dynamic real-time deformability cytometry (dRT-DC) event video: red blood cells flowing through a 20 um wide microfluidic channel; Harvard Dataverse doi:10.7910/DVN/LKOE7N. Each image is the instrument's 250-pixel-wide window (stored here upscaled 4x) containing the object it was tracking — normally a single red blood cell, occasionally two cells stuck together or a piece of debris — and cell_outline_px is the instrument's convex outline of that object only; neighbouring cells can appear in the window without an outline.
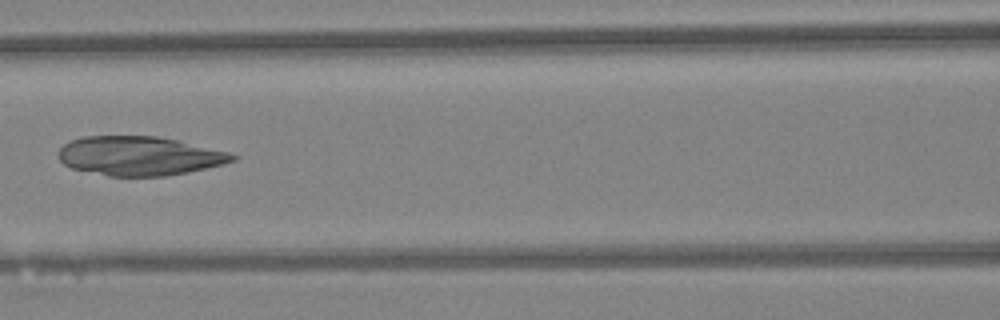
{"species": "Egyptian fruit bat (a non-hibernating species)", "species_latin": "Rousettus aegyptiacus", "temperature_condition": "warm", "stored_images_in_passage": 6, "camera_frame_rate_fps": 3000, "um_per_image_px": 0.085, "animal": {"sex": "female"}, "frame": {"image": 1, "passage_image": 6, "time_ms": 1.667, "image_size_px": [1000, 320], "cell_outline_px": [[240, 156], [236, 160], [224, 164], [188, 172], [164, 176], [108, 176], [72, 168], [64, 164], [60, 160], [60, 148], [64, 144], [72, 140], [84, 136], [156, 136], [176, 140], [232, 152]], "centroid_in_image_um": [11.91, 13.25], "position_along_channel_um": 154.7, "area_um2": 39.65}}